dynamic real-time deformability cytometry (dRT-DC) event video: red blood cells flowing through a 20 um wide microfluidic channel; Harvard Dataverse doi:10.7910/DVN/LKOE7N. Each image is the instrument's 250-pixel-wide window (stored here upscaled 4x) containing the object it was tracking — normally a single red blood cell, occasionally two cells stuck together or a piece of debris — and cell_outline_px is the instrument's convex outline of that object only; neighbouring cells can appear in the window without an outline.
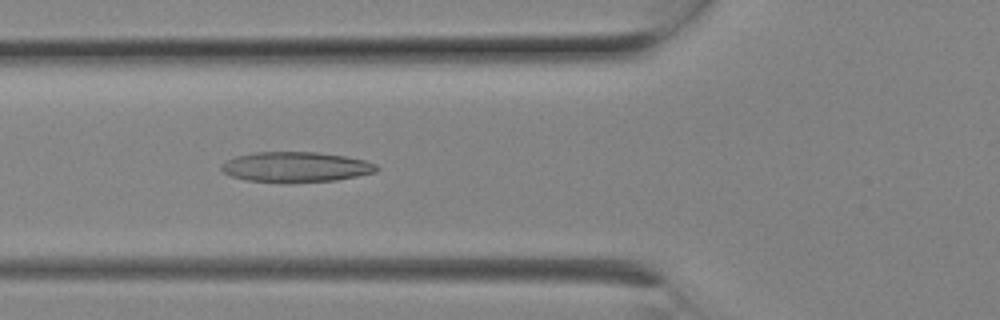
{"species": "Egyptian fruit bat (a non-hibernating species)", "species_latin": "Rousettus aegyptiacus", "temperature_condition": "room temperature", "stored_images_in_passage": 9, "camera_frame_rate_fps": 3000, "um_per_image_px": 0.085, "animal": {"sex": "female"}, "frame": {"image": 1, "passage_image": 8, "time_ms": 2.333, "image_size_px": [1000, 320], "cell_outline_px": [[380, 168], [376, 172], [336, 180], [288, 184], [244, 180], [232, 176], [224, 172], [220, 168], [220, 164], [224, 160], [236, 156], [256, 152], [316, 152], [344, 156], [364, 160], [376, 164]], "centroid_in_image_um": [25.11, 14.21], "position_along_channel_um": 100.7, "area_um2": 27.8}}
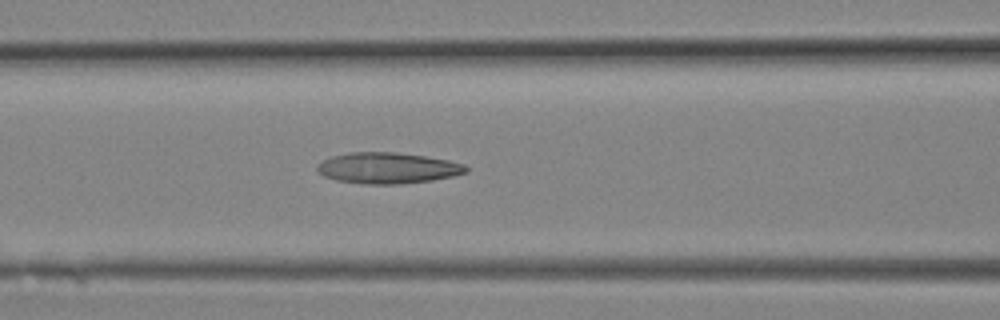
{"frame": {"image": 2, "passage_image": 9, "time_ms": 2.667, "image_size_px": [1000, 320], "cell_outline_px": [[468, 172], [452, 176], [432, 180], [400, 184], [368, 184], [336, 180], [324, 176], [316, 168], [316, 164], [332, 156], [348, 152], [396, 152], [424, 156], [448, 160], [464, 164], [468, 168]], "centroid_in_image_um": [32.95, 14.28], "position_along_channel_um": 133.7, "area_um2": 26.82}}